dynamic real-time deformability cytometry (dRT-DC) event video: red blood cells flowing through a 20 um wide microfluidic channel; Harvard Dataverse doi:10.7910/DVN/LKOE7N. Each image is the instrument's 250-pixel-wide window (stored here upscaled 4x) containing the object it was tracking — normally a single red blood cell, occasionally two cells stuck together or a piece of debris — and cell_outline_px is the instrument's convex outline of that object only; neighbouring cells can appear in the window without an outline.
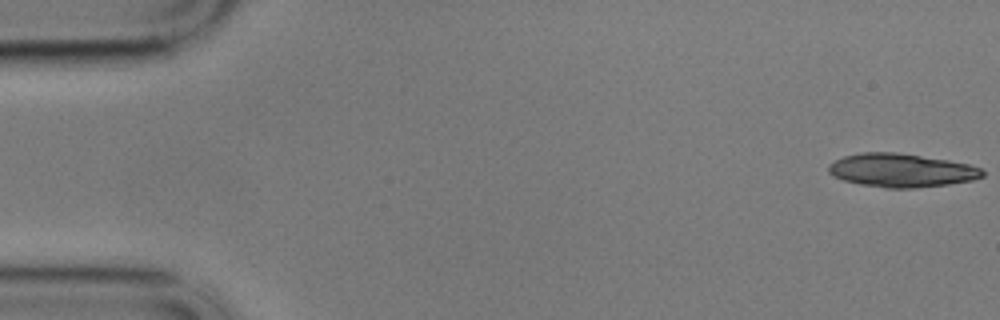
{"species": "common noctule bat (a hibernating species)", "species_latin": "Nyctalus noctula", "temperature_condition": "cold", "stored_images_in_passage": 14, "camera_frame_rate_fps": 3000, "um_per_image_px": 0.085, "animal": {"sex": "male", "body_mass_g": 17.9}, "frame": {"image": 1, "passage_image": 1, "time_ms": 0.0, "image_size_px": [1000, 320], "cell_outline_px": [[984, 176], [972, 180], [948, 184], [916, 188], [884, 188], [860, 184], [844, 180], [832, 176], [828, 172], [828, 164], [844, 156], [860, 152], [896, 152], [948, 160], [968, 164], [980, 168], [984, 172]], "centroid_in_image_um": [76.59, 14.48], "position_along_channel_um": 8.4, "area_um2": 30.06}}